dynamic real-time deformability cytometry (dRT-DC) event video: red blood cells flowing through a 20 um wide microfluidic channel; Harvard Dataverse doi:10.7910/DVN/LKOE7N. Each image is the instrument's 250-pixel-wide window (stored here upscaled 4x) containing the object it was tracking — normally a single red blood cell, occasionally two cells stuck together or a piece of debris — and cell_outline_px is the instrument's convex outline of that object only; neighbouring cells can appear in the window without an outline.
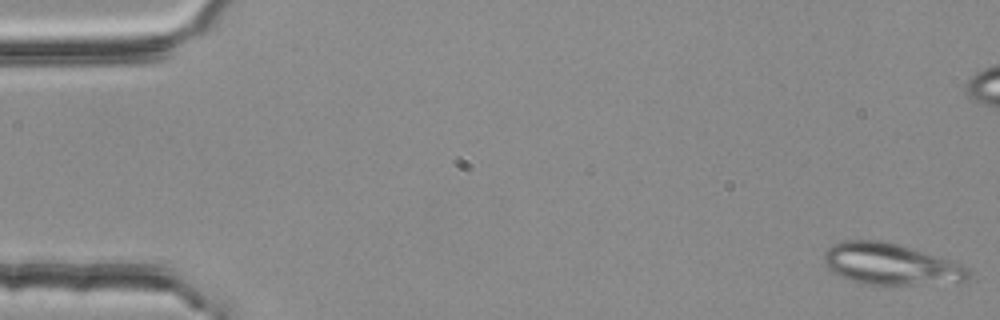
{"species": "common noctule bat (a hibernating species)", "species_latin": "Nyctalus noctula", "temperature_condition": "room temperature", "stored_images_in_passage": 15, "camera_frame_rate_fps": 3000, "um_per_image_px": 0.085, "animal": {"sex": "female", "body_mass_g": 25.1}, "frame": {"image": 1, "passage_image": 1, "time_ms": 0.0, "image_size_px": [1000, 320], "cell_outline_px": [[972, 276], [968, 280], [960, 284], [868, 284], [852, 280], [840, 276], [832, 272], [824, 264], [824, 252], [832, 244], [844, 240], [880, 240], [900, 244], [964, 264], [972, 272]], "centroid_in_image_um": [75.8, 22.45], "position_along_channel_um": 9.2, "area_um2": 35.49}}